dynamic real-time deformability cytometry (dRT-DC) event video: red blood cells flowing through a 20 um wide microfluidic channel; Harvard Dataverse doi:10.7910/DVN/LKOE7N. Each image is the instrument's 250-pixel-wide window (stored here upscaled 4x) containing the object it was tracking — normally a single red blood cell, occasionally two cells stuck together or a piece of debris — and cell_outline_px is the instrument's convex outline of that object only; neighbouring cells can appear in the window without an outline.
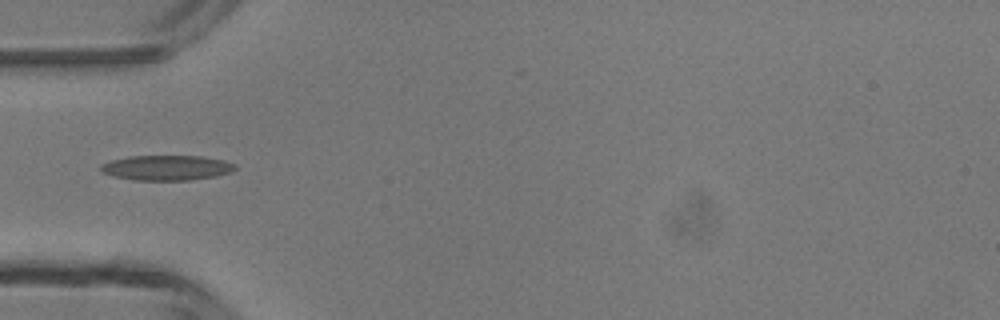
{"species": "common noctule bat (a hibernating species)", "species_latin": "Nyctalus noctula", "temperature_condition": "room temperature", "stored_images_in_passage": 4, "camera_frame_rate_fps": 3000, "um_per_image_px": 0.085, "animal": {"sex": "male", "body_mass_g": 13.3}, "frame": {"image": 1, "passage_image": 3, "time_ms": 2.333, "image_size_px": [1000, 320], "cell_outline_px": [[236, 168], [232, 172], [216, 176], [192, 180], [132, 180], [116, 176], [104, 172], [100, 168], [100, 164], [112, 160], [128, 156], [200, 156], [224, 160], [236, 164]], "centroid_in_image_um": [14.21, 14.26], "position_along_channel_um": 70.8, "area_um2": 19.59}}
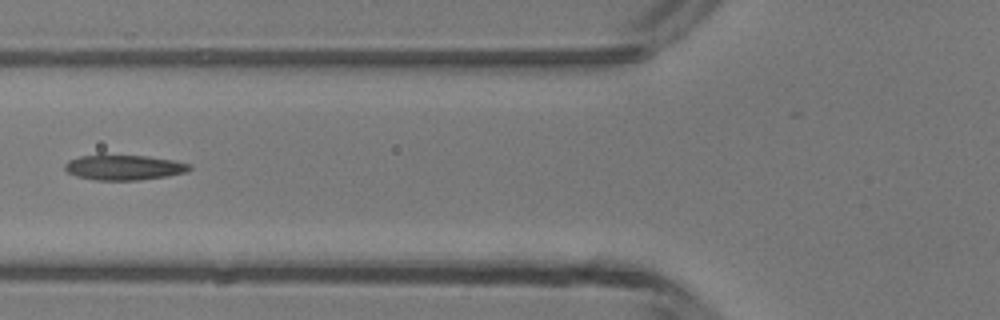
{"frame": {"image": 2, "passage_image": 4, "time_ms": 3.333, "image_size_px": [1000, 320], "cell_outline_px": [[192, 168], [188, 172], [140, 180], [96, 180], [76, 176], [68, 172], [64, 168], [64, 164], [68, 160], [80, 156], [148, 156], [172, 160], [192, 164]], "centroid_in_image_um": [10.56, 14.24], "position_along_channel_um": 115.2, "area_um2": 18.03}}